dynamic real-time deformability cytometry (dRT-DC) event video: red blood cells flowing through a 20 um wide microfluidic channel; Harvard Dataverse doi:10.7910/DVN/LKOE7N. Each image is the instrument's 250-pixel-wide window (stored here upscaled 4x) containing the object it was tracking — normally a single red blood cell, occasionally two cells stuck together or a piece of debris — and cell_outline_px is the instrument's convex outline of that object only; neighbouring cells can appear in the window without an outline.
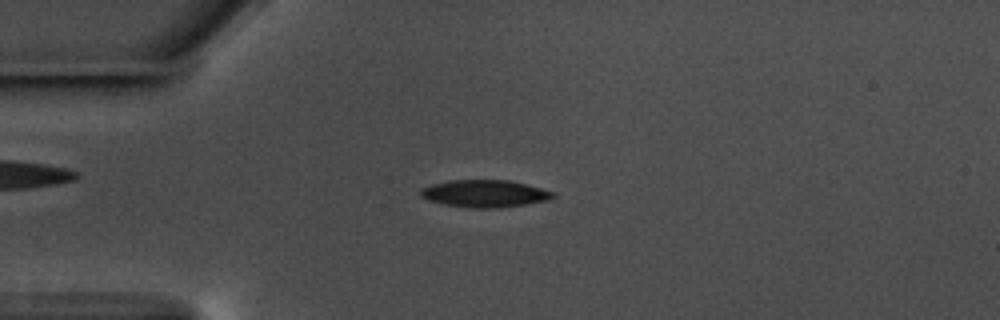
{"species": "common noctule bat (a hibernating species)", "species_latin": "Nyctalus noctula", "temperature_condition": "warm", "stored_images_in_passage": 57, "camera_frame_rate_fps": 3000, "um_per_image_px": 0.085, "animal": {"sex": "male", "body_mass_g": 17.5, "forearm_length_mm": 52.3}, "frame": {"image": 1, "passage_image": 14, "time_ms": 4.333, "image_size_px": [1000, 320], "cell_outline_px": [[556, 196], [548, 200], [528, 204], [500, 208], [472, 208], [444, 204], [428, 200], [420, 196], [420, 192], [424, 188], [432, 184], [452, 180], [508, 180], [556, 192]], "centroid_in_image_um": [41.24, 16.46], "position_along_channel_um": 43.8, "area_um2": 20.98}}
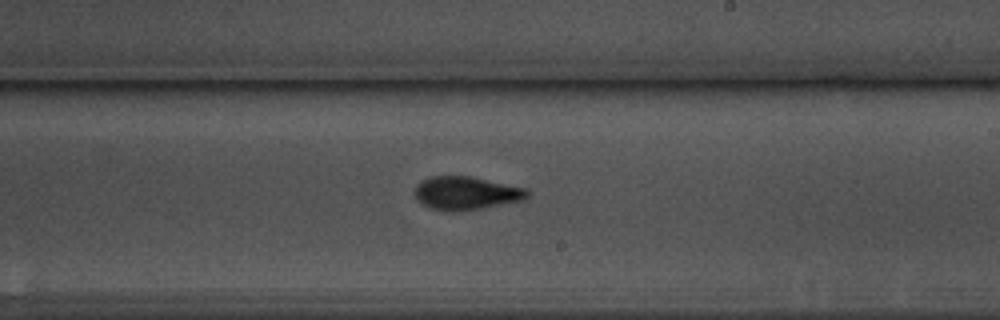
{"frame": {"image": 2, "passage_image": 33, "time_ms": 10.667, "image_size_px": [1000, 320], "cell_outline_px": [[528, 196], [524, 200], [480, 208], [456, 212], [448, 212], [432, 208], [416, 200], [412, 192], [416, 184], [420, 180], [428, 176], [468, 176], [528, 188]], "centroid_in_image_um": [39.56, 16.41], "position_along_channel_um": 249.4, "area_um2": 22.02}}
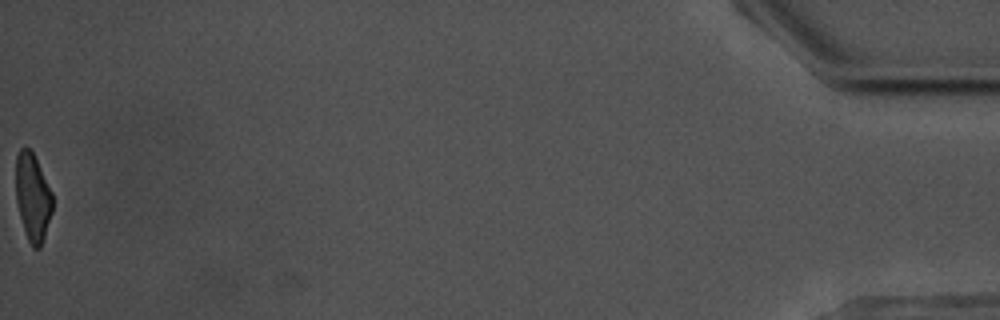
{"frame": {"image": 3, "passage_image": 57, "time_ms": 18.667, "image_size_px": [1000, 320], "cell_outline_px": [[52, 212], [40, 248], [32, 248], [28, 240], [20, 216], [16, 200], [16, 156], [20, 148], [28, 148], [32, 152], [52, 192]], "centroid_in_image_um": [2.77, 16.77], "position_along_channel_um": 432.4, "area_um2": 18.38}, "authors_computed_cell_mechanics": {"area_um2": 20.808, "velocity_mm_per_s": 3.5702, "shape_relaxation_time_tau1_ms": 3.2345, "shape_relaxation_time_tau2_ms": 1.6629, "deformation_change_tau1": 0.1618, "deformation_change_tau2": 0.0871}}